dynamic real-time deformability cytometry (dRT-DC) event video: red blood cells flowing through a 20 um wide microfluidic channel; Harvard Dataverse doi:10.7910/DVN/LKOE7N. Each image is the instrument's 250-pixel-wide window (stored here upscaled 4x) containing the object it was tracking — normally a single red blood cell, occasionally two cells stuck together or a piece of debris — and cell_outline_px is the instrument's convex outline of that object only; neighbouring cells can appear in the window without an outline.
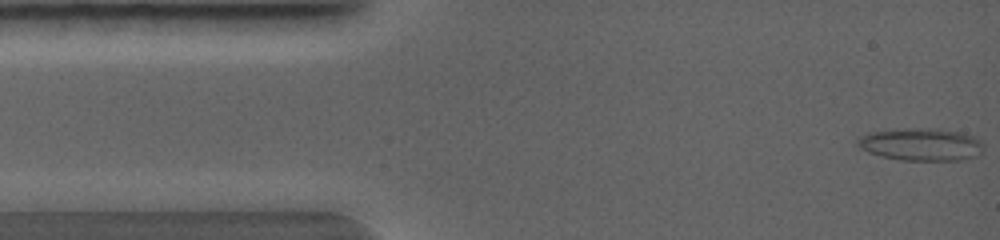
{"species": "common noctule bat (a hibernating species)", "species_latin": "Nyctalus noctula", "temperature_condition": "warm", "stored_images_in_passage": 48, "camera_frame_rate_fps": 5000, "um_per_image_px": 0.085, "animal": {"sex": "female", "body_mass_g": 19.0, "forearm_length_mm": 56.7}, "frame": {"image": 1, "passage_image": 1, "time_ms": 0.0, "image_size_px": [1000, 240], "cell_outline_px": [[980, 152], [976, 156], [964, 160], [900, 160], [880, 156], [868, 152], [860, 148], [856, 144], [856, 136], [868, 132], [904, 128], [936, 128], [960, 132], [972, 136], [980, 140]], "centroid_in_image_um": [78.19, 12.26], "position_along_channel_um": 6.8, "area_um2": 24.04}}
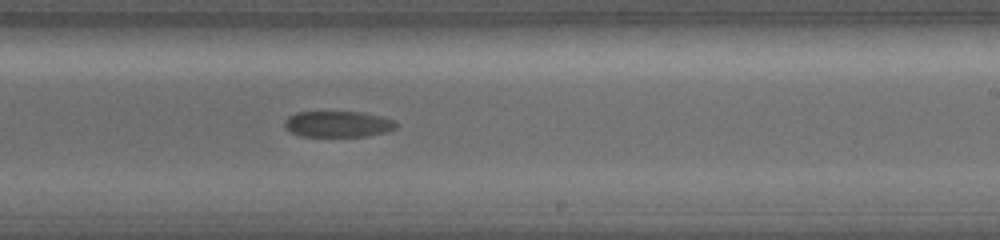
{"frame": {"image": 2, "passage_image": 28, "time_ms": 5.4, "image_size_px": [1000, 240], "cell_outline_px": [[396, 128], [388, 132], [368, 136], [300, 136], [284, 128], [284, 120], [288, 116], [296, 112], [364, 112], [384, 116], [396, 120]], "centroid_in_image_um": [28.76, 10.54], "position_along_channel_um": 260.2, "area_um2": 17.22}}
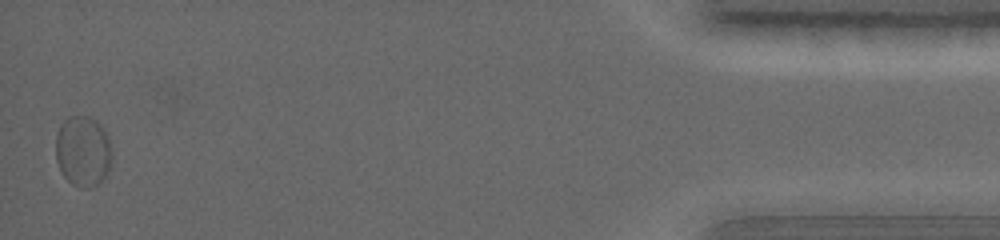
{"frame": {"image": 3, "passage_image": 48, "time_ms": 9.8, "image_size_px": [1000, 240], "cell_outline_px": [[112, 160], [104, 176], [92, 188], [80, 188], [72, 184], [64, 176], [56, 160], [56, 132], [60, 124], [68, 116], [88, 116], [96, 120], [104, 128], [108, 136], [112, 148]], "centroid_in_image_um": [7.05, 12.82], "position_along_channel_um": 428.1, "area_um2": 23.35}}